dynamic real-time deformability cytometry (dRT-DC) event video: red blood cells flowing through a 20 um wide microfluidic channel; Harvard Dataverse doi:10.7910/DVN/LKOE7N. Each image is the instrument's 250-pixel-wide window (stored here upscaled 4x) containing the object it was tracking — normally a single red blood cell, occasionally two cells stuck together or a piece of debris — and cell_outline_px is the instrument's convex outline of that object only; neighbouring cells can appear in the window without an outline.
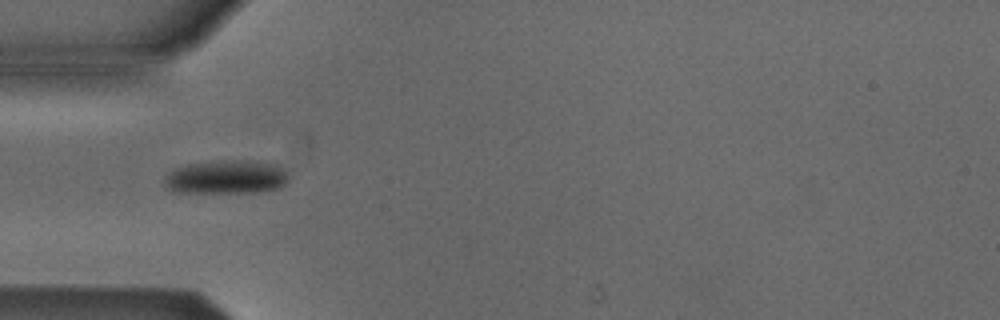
{"species": "Egyptian fruit bat (a non-hibernating species)", "species_latin": "Rousettus aegyptiacus", "temperature_condition": "cold", "stored_images_in_passage": 6, "camera_frame_rate_fps": 3000, "um_per_image_px": 0.085, "animal": {"sex": "male"}, "frame": {"image": 1, "passage_image": 5, "time_ms": 5.0, "image_size_px": [1000, 320], "cell_outline_px": [[288, 180], [280, 188], [256, 192], [172, 192], [164, 184], [164, 180], [176, 168], [188, 164], [220, 160], [248, 160], [276, 164], [288, 172]], "centroid_in_image_um": [19.28, 15.05], "position_along_channel_um": 65.7, "area_um2": 24.33}}
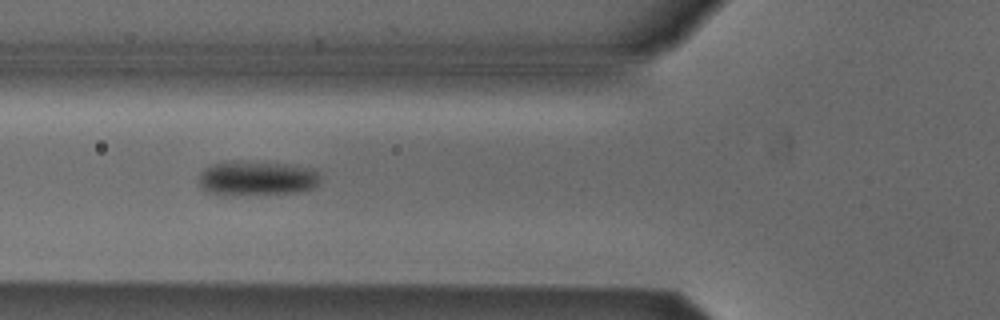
{"frame": {"image": 2, "passage_image": 6, "time_ms": 6.0, "image_size_px": [1000, 320], "cell_outline_px": [[320, 180], [312, 188], [300, 192], [224, 196], [208, 192], [200, 188], [200, 172], [204, 168], [216, 164], [236, 160], [288, 164], [312, 168], [316, 172]], "centroid_in_image_um": [21.79, 15.16], "position_along_channel_um": 104.0, "area_um2": 24.68}}